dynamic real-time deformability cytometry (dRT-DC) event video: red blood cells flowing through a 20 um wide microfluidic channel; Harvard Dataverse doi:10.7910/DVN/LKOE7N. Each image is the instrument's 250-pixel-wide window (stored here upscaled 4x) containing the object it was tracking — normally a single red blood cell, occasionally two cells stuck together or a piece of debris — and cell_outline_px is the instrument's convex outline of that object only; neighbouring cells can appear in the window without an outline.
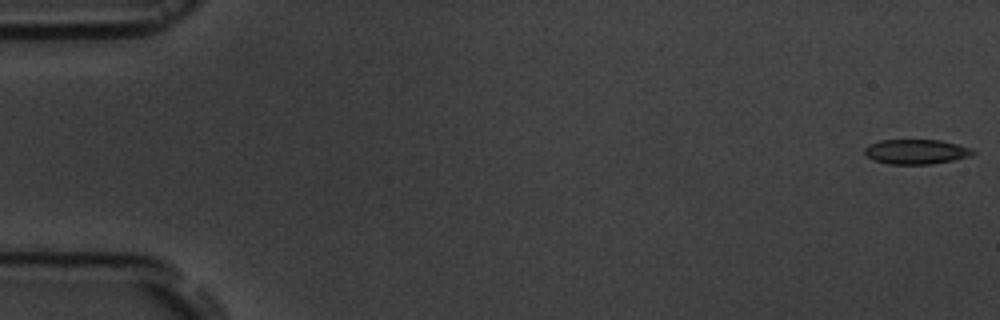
{"species": "common noctule bat (a hibernating species)", "species_latin": "Nyctalus noctula", "temperature_condition": "room temperature", "stored_images_in_passage": 5, "camera_frame_rate_fps": 3000, "um_per_image_px": 0.085, "animal": {"sex": "male", "body_mass_g": 19.5, "forearm_length_mm": 54.6}, "frame": {"image": 1, "passage_image": 1, "time_ms": 0.0, "image_size_px": [1000, 320], "cell_outline_px": [[976, 152], [972, 156], [932, 164], [888, 164], [872, 160], [864, 152], [864, 148], [868, 144], [880, 140], [940, 140], [972, 148]], "centroid_in_image_um": [77.86, 12.89], "position_along_channel_um": 7.1, "area_um2": 15.72}}
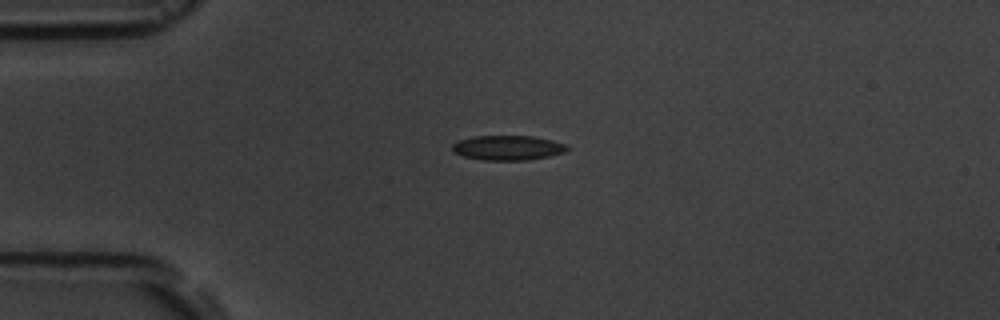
{"frame": {"image": 2, "passage_image": 4, "time_ms": 4.333, "image_size_px": [1000, 320], "cell_outline_px": [[572, 148], [564, 152], [548, 156], [528, 160], [484, 160], [464, 156], [452, 152], [452, 144], [460, 140], [472, 136], [532, 136], [568, 144]], "centroid_in_image_um": [43.18, 12.56], "position_along_channel_um": 41.8, "area_um2": 16.59}}